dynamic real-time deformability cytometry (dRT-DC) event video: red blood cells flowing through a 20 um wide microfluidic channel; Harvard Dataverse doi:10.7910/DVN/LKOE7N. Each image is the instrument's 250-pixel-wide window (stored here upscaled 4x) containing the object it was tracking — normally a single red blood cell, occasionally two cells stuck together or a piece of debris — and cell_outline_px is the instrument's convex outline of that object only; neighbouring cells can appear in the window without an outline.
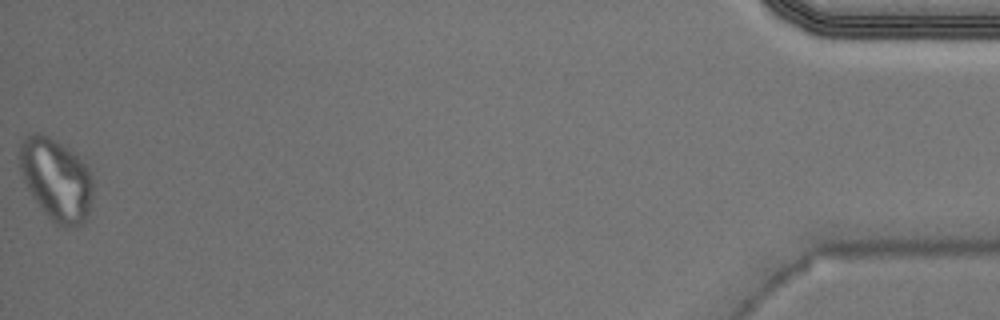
{"species": "Egyptian fruit bat (a non-hibernating species)", "species_latin": "Rousettus aegyptiacus", "temperature_condition": "warm", "stored_images_in_passage": 37, "camera_frame_rate_fps": 3000, "um_per_image_px": 0.085, "animal": {"sex": "male"}, "frame": {"image": 1, "passage_image": 37, "time_ms": 12.0, "image_size_px": [1000, 320], "cell_outline_px": [[92, 196], [88, 212], [84, 220], [76, 228], [64, 228], [56, 224], [44, 212], [32, 196], [20, 172], [20, 144], [28, 136], [36, 132], [40, 132], [56, 140], [76, 152], [88, 164], [92, 172]], "centroid_in_image_um": [4.82, 15.24], "position_along_channel_um": 430.4, "area_um2": 35.43}}